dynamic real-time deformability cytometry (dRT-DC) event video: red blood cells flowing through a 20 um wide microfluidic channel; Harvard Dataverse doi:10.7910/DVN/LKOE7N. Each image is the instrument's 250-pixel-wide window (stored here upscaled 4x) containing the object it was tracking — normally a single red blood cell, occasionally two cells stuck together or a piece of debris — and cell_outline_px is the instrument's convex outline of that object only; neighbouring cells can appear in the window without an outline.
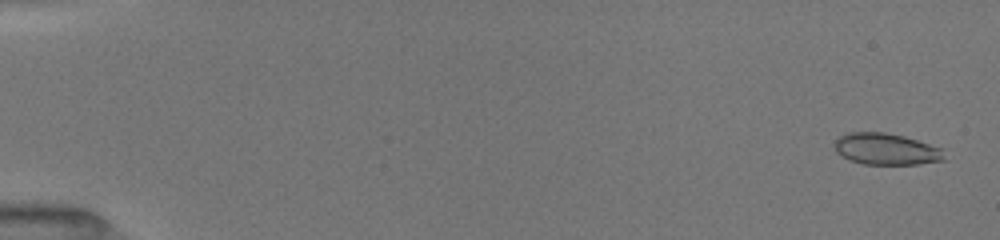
{"species": "common noctule bat (a hibernating species)", "species_latin": "Nyctalus noctula", "temperature_condition": "room temperature", "stored_images_in_passage": 41, "camera_frame_rate_fps": 3000, "um_per_image_px": 0.085, "animal": {"sex": "female", "body_mass_g": 19.5, "forearm_length_mm": 54.1}, "frame": {"image": 1, "passage_image": 1, "time_ms": 0.0, "image_size_px": [1000, 240], "cell_outline_px": [[944, 160], [916, 164], [864, 164], [852, 160], [836, 152], [832, 144], [840, 136], [848, 132], [884, 132], [904, 136], [944, 148]], "centroid_in_image_um": [75.33, 12.66], "position_along_channel_um": 9.7, "area_um2": 20.17}}
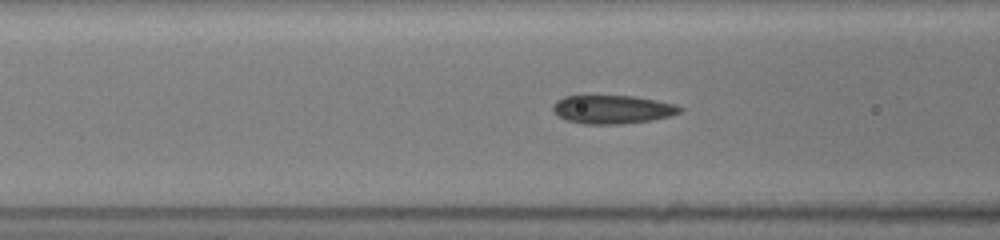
{"frame": {"image": 2, "passage_image": 27, "time_ms": 6.667, "image_size_px": [1000, 240], "cell_outline_px": [[684, 108], [680, 112], [668, 116], [652, 120], [624, 124], [584, 124], [564, 120], [556, 116], [552, 112], [552, 104], [556, 100], [564, 96], [636, 96], [676, 104]], "centroid_in_image_um": [52.01, 9.3], "position_along_channel_um": 114.6, "area_um2": 21.39}}
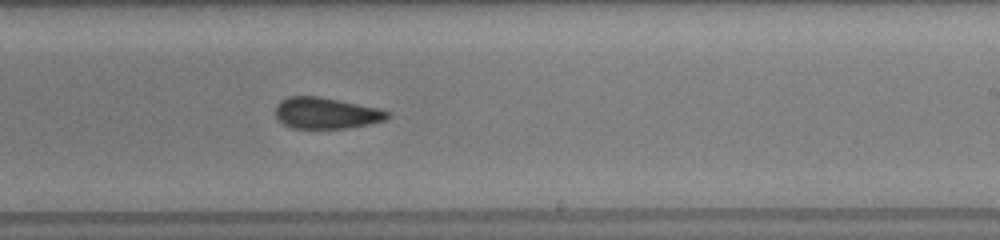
{"frame": {"image": 3, "passage_image": 41, "time_ms": 10.333, "image_size_px": [1000, 240], "cell_outline_px": [[392, 116], [384, 120], [372, 124], [348, 128], [292, 128], [284, 124], [276, 116], [276, 104], [280, 100], [288, 96], [320, 96], [380, 108], [392, 112]], "centroid_in_image_um": [27.78, 9.61], "position_along_channel_um": 261.2, "area_um2": 20.69}}